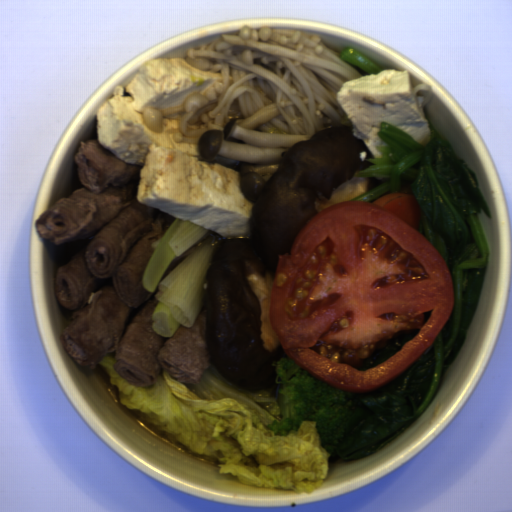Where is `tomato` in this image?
<instances>
[{"label":"tomato","instance_id":"obj_1","mask_svg":"<svg viewBox=\"0 0 512 512\" xmlns=\"http://www.w3.org/2000/svg\"><path fill=\"white\" fill-rule=\"evenodd\" d=\"M454 304L449 267L419 229L349 200L317 212L278 254L269 320L302 369L367 393L435 341Z\"/></svg>","mask_w":512,"mask_h":512}]
</instances>
